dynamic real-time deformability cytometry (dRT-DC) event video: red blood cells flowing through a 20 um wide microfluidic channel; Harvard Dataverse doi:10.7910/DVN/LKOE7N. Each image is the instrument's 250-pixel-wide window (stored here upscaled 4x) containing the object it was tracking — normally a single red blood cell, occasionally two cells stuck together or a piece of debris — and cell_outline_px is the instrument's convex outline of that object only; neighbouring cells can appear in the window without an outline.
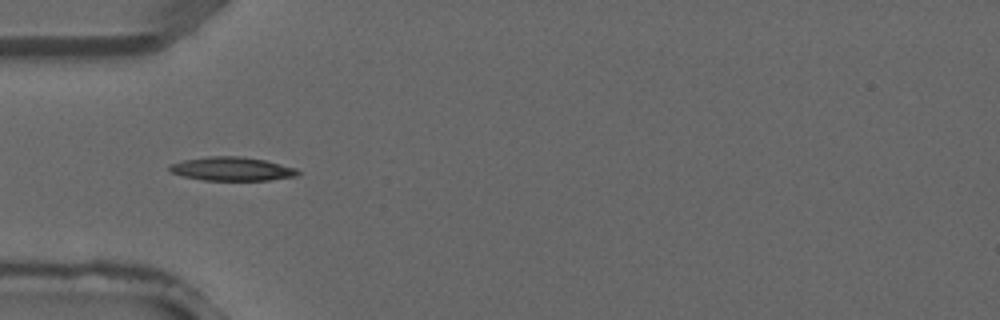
{"species": "common noctule bat (a hibernating species)", "species_latin": "Nyctalus noctula", "temperature_condition": "warm", "stored_images_in_passage": 3, "camera_frame_rate_fps": 3000, "um_per_image_px": 0.085, "animal": {"sex": "male", "forearm_length_mm": 52.5}, "frame": {"image": 1, "passage_image": 2, "time_ms": 0.333, "image_size_px": [1000, 320], "cell_outline_px": [[300, 172], [296, 176], [268, 180], [204, 180], [184, 176], [168, 172], [168, 168], [172, 164], [184, 160], [208, 156], [240, 156], [264, 160], [296, 168]], "centroid_in_image_um": [19.7, 14.35], "position_along_channel_um": 65.3, "area_um2": 17.57}}
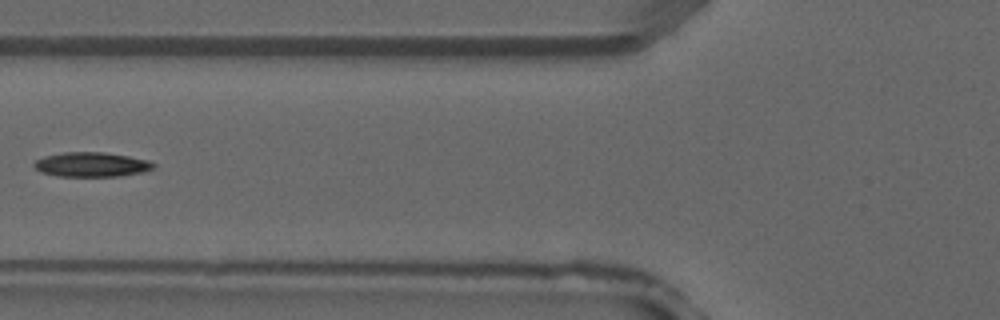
{"frame": {"image": 2, "passage_image": 3, "time_ms": 0.667, "image_size_px": [1000, 320], "cell_outline_px": [[156, 164], [152, 168], [144, 172], [116, 176], [56, 176], [40, 172], [32, 164], [36, 160], [44, 156], [64, 152], [104, 152], [128, 156], [148, 160]], "centroid_in_image_um": [7.75, 13.98], "position_along_channel_um": 118.0, "area_um2": 17.05}}